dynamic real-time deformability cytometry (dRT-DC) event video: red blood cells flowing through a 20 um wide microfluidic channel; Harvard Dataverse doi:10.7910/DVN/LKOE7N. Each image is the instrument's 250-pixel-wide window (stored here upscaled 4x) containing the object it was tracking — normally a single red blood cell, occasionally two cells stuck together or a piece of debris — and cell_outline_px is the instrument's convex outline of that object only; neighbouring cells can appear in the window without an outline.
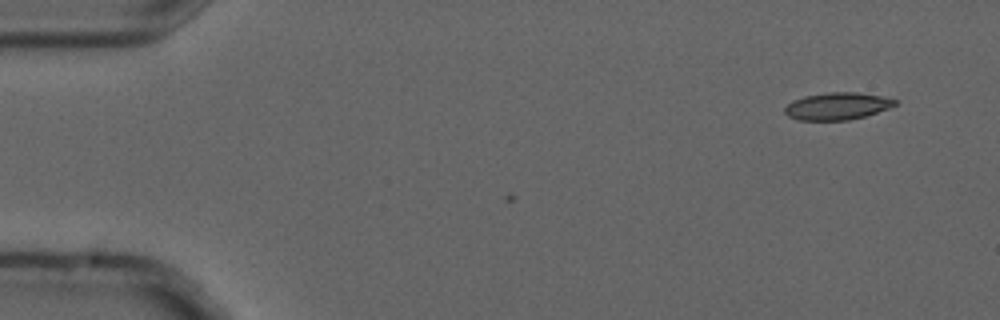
{"species": "common noctule bat (a hibernating species)", "species_latin": "Nyctalus noctula", "temperature_condition": "cold", "stored_images_in_passage": 7, "camera_frame_rate_fps": 3000, "um_per_image_px": 0.085, "animal": {"sex": "male", "forearm_length_mm": 52.5}, "frame": {"image": 1, "passage_image": 1, "time_ms": 0.0, "image_size_px": [1000, 320], "cell_outline_px": [[896, 104], [888, 108], [864, 116], [848, 120], [796, 120], [788, 116], [784, 112], [784, 108], [792, 100], [804, 96], [828, 92], [856, 92], [880, 96], [896, 100]], "centroid_in_image_um": [71.1, 9.02], "position_along_channel_um": 13.9, "area_um2": 17.34}}
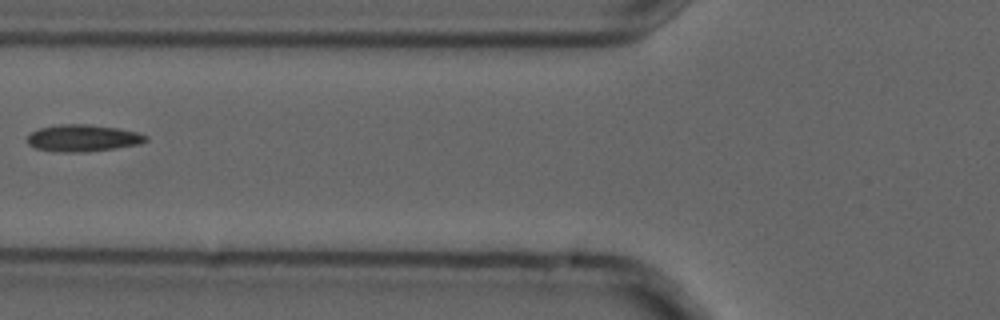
{"frame": {"image": 2, "passage_image": 6, "time_ms": 1.667, "image_size_px": [1000, 320], "cell_outline_px": [[148, 140], [140, 144], [116, 148], [84, 152], [60, 152], [36, 148], [28, 144], [28, 136], [32, 132], [40, 128], [60, 124], [88, 124], [116, 128], [136, 132], [148, 136]], "centroid_in_image_um": [7.06, 11.74], "position_along_channel_um": 118.7, "area_um2": 18.44}}
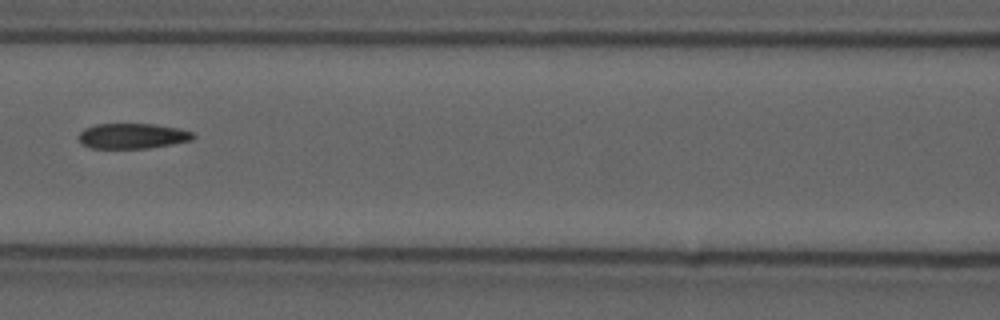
{"frame": {"image": 3, "passage_image": 7, "time_ms": 2.0, "image_size_px": [1000, 320], "cell_outline_px": [[196, 136], [192, 140], [172, 144], [148, 148], [88, 148], [80, 140], [80, 132], [84, 128], [96, 124], [152, 124], [180, 128], [192, 132]], "centroid_in_image_um": [11.29, 11.55], "position_along_channel_um": 155.3, "area_um2": 16.82}}